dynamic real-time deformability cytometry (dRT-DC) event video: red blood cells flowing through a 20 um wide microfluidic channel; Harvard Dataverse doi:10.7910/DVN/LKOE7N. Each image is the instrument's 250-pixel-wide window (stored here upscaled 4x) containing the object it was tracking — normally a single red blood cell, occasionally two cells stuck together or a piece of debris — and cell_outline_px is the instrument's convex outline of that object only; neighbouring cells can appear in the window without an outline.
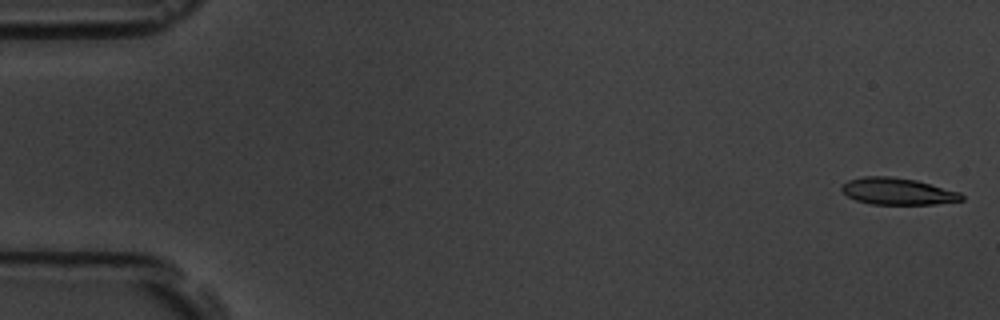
{"species": "common noctule bat (a hibernating species)", "species_latin": "Nyctalus noctula", "temperature_condition": "room temperature", "stored_images_in_passage": 55, "camera_frame_rate_fps": 3000, "um_per_image_px": 0.085, "animal": {"sex": "male", "body_mass_g": 19.5, "forearm_length_mm": 54.6}, "frame": {"image": 1, "passage_image": 1, "time_ms": 0.0, "image_size_px": [1000, 320], "cell_outline_px": [[964, 200], [936, 204], [872, 204], [856, 200], [848, 196], [840, 188], [840, 184], [848, 180], [864, 176], [892, 176], [916, 180], [960, 192], [964, 196]], "centroid_in_image_um": [76.29, 16.25], "position_along_channel_um": 8.7, "area_um2": 18.79}}
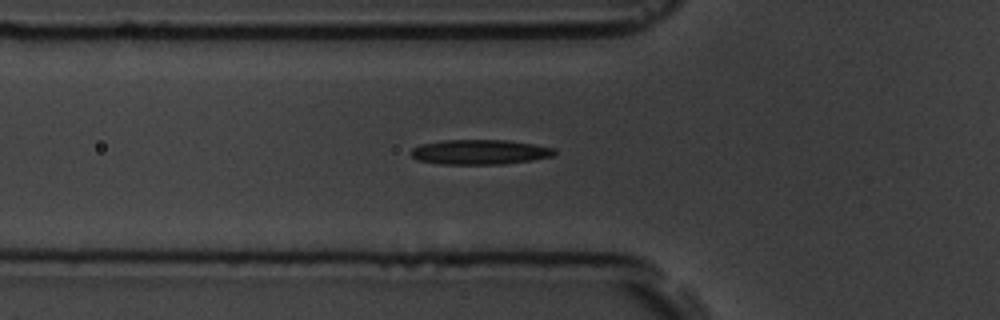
{"frame": {"image": 2, "passage_image": 19, "time_ms": 6.0, "image_size_px": [1000, 320], "cell_outline_px": [[556, 152], [552, 156], [532, 160], [504, 164], [440, 164], [416, 160], [408, 152], [412, 148], [420, 144], [444, 140], [508, 140], [556, 148]], "centroid_in_image_um": [40.75, 12.92], "position_along_channel_um": 85.1, "area_um2": 20.92}}
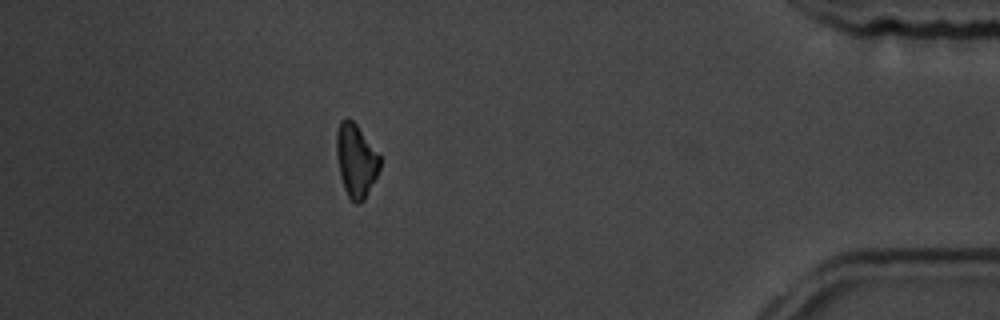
{"frame": {"image": 3, "passage_image": 49, "time_ms": 16.0, "image_size_px": [1000, 320], "cell_outline_px": [[380, 168], [364, 200], [360, 204], [356, 204], [348, 196], [344, 188], [340, 176], [336, 156], [336, 132], [340, 120], [348, 116], [356, 124], [380, 156]], "centroid_in_image_um": [30.23, 13.62], "position_along_channel_um": 405.0, "area_um2": 18.5}, "authors_computed_cell_mechanics": {"area_um2": 19.652, "velocity_mm_per_s": 3.6674, "shape_relaxation_time_tau1_ms": 6.2076, "shape_relaxation_time_tau2_ms": null, "deformation_change_tau1": 0.135, "deformation_change_tau2": null}}